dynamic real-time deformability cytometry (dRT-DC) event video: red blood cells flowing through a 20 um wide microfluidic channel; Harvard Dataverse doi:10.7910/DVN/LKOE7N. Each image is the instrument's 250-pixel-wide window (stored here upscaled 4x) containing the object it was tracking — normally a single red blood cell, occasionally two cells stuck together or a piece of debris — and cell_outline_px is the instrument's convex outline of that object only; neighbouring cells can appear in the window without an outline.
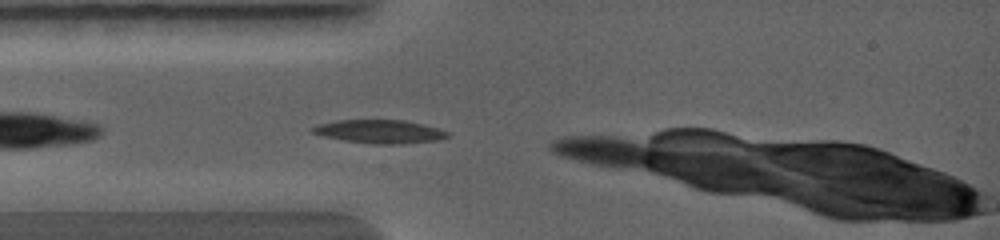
{"species": "common noctule bat (a hibernating species)", "species_latin": "Nyctalus noctula", "temperature_condition": "warm", "stored_images_in_passage": 4, "camera_frame_rate_fps": 5000, "um_per_image_px": 0.085, "animal": {"sex": "female", "body_mass_g": 19.0, "forearm_length_mm": 56.7}, "frame": {"image": 1, "passage_image": 2, "time_ms": 0.4, "image_size_px": [1000, 240], "cell_outline_px": [[448, 136], [432, 140], [396, 144], [376, 144], [348, 140], [328, 136], [312, 132], [312, 128], [324, 124], [344, 120], [400, 120], [432, 128], [444, 132]], "centroid_in_image_um": [32.22, 11.18], "position_along_channel_um": 52.8, "area_um2": 16.94}}